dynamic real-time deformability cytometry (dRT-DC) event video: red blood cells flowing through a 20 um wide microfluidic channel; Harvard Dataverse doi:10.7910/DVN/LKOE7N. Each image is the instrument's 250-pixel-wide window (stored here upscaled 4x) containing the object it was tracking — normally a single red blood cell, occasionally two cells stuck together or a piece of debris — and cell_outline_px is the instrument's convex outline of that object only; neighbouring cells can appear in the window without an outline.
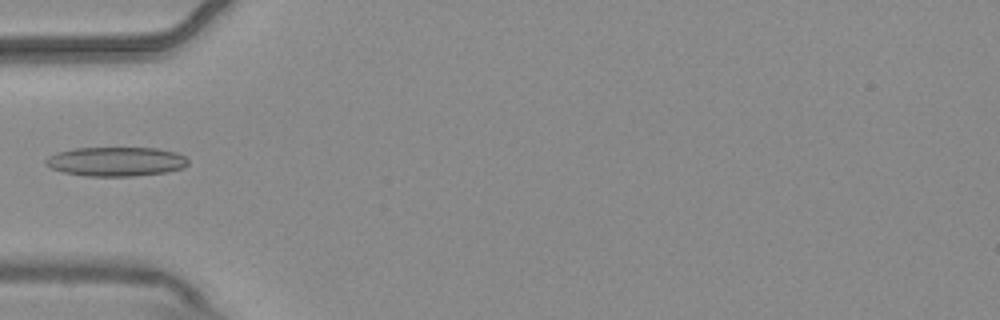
{"species": "common noctule bat (a hibernating species)", "species_latin": "Nyctalus noctula", "temperature_condition": "warm", "stored_images_in_passage": 2, "camera_frame_rate_fps": 3000, "um_per_image_px": 0.085, "animal": {"sex": "male", "body_mass_g": 20.4}, "frame": {"image": 1, "passage_image": 2, "time_ms": 0.333, "image_size_px": [1000, 320], "cell_outline_px": [[188, 164], [184, 168], [168, 172], [136, 176], [84, 176], [64, 172], [52, 168], [44, 164], [44, 160], [48, 156], [56, 152], [76, 148], [156, 148], [176, 152], [184, 156], [188, 160]], "centroid_in_image_um": [9.87, 13.73], "position_along_channel_um": 75.1, "area_um2": 24.45}}